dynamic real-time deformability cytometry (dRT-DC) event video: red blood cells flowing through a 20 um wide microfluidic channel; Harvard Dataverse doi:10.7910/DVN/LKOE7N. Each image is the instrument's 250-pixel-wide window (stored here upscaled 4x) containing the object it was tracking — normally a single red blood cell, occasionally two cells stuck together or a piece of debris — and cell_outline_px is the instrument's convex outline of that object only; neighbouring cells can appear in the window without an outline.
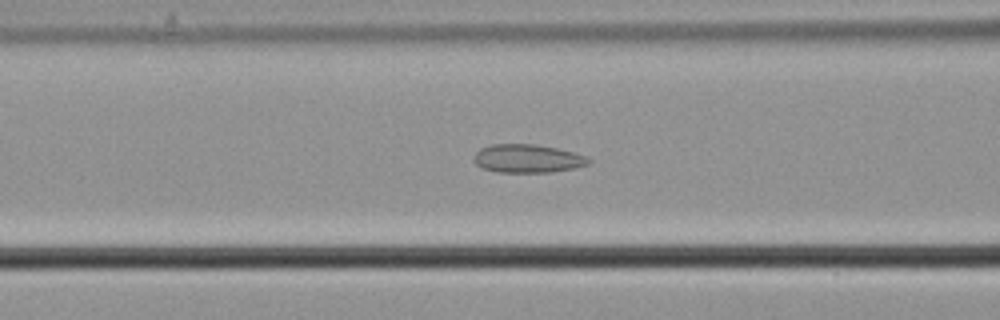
{"species": "common noctule bat (a hibernating species)", "species_latin": "Nyctalus noctula", "temperature_condition": "cold", "stored_images_in_passage": 48, "camera_frame_rate_fps": 3000, "um_per_image_px": 0.085, "animal": {"sex": "male", "body_mass_g": 21.5, "forearm_length_mm": 52.0}, "frame": {"image": 1, "passage_image": 22, "time_ms": 7.0, "image_size_px": [1000, 320], "cell_outline_px": [[592, 160], [588, 164], [572, 168], [552, 172], [496, 172], [480, 168], [472, 160], [472, 156], [480, 148], [492, 144], [536, 144], [556, 148], [572, 152], [584, 156]], "centroid_in_image_um": [44.76, 13.47], "position_along_channel_um": 121.8, "area_um2": 19.02}}
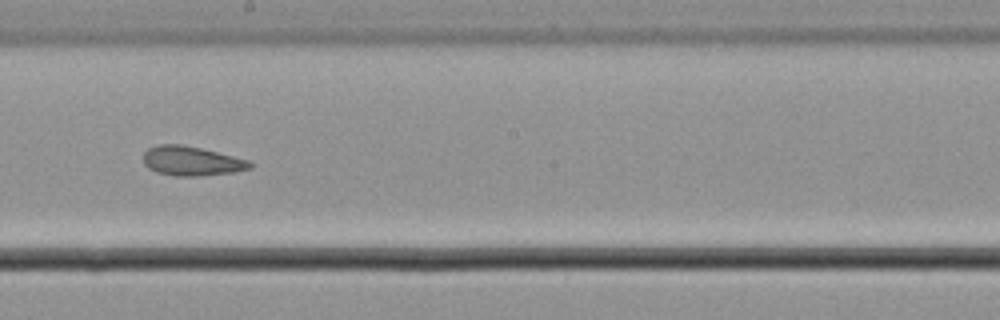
{"frame": {"image": 2, "passage_image": 31, "time_ms": 10.0, "image_size_px": [1000, 320], "cell_outline_px": [[252, 168], [236, 172], [196, 176], [176, 176], [156, 172], [148, 168], [144, 164], [144, 152], [148, 148], [156, 144], [180, 144], [200, 148], [248, 160], [252, 164]], "centroid_in_image_um": [16.25, 13.69], "position_along_channel_um": 231.9, "area_um2": 18.21}}
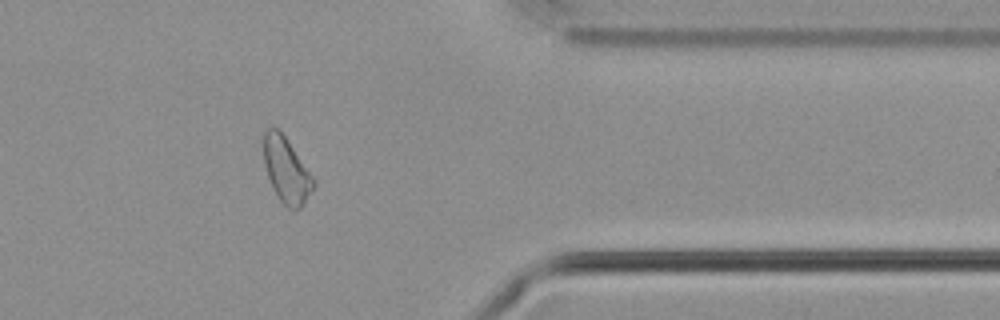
{"frame": {"image": 3, "passage_image": 45, "time_ms": 14.667, "image_size_px": [1000, 320], "cell_outline_px": [[316, 184], [300, 208], [288, 208], [280, 200], [268, 176], [264, 164], [264, 132], [268, 128], [276, 128], [284, 136], [316, 180]], "centroid_in_image_um": [24.36, 14.46], "position_along_channel_um": 387.0, "area_um2": 18.38}, "authors_computed_cell_mechanics": {"area_um2": 19.2763, "velocity_mm_per_s": 3.6762, "shape_relaxation_time_tau1_ms": null, "shape_relaxation_time_tau2_ms": 1.9612, "deformation_change_tau1": null, "deformation_change_tau2": 0.0632}}